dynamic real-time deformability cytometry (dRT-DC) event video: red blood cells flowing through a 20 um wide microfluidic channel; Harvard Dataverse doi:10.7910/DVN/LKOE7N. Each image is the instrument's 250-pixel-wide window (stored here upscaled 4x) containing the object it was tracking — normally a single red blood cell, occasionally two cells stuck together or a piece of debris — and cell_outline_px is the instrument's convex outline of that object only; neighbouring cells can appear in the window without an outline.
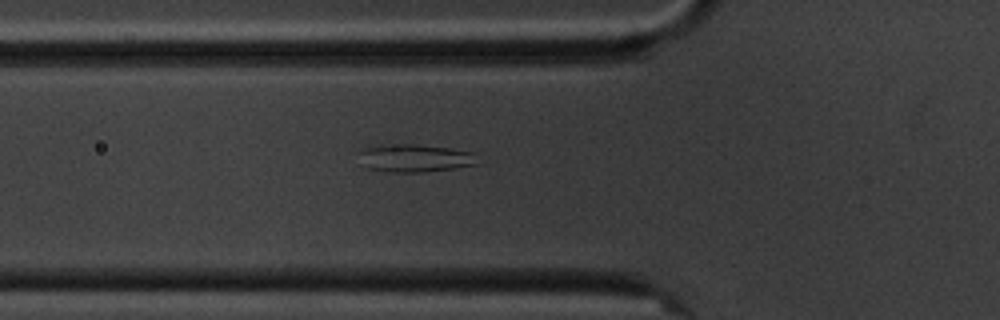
{"species": "common noctule bat (a hibernating species)", "species_latin": "Nyctalus noctula", "temperature_condition": "cold", "stored_images_in_passage": 2, "camera_frame_rate_fps": 3000, "um_per_image_px": 0.085, "animal": {"sex": "male", "body_mass_g": 20.1, "forearm_length_mm": 53.5}, "frame": {"image": 1, "passage_image": 2, "time_ms": 1.0, "image_size_px": [1000, 320], "cell_outline_px": [[476, 164], [452, 168], [424, 172], [392, 172], [368, 168], [360, 164], [360, 152], [364, 148], [380, 144], [416, 144], [448, 148], [476, 152]], "centroid_in_image_um": [35.23, 13.43], "position_along_channel_um": 90.6, "area_um2": 19.25}}